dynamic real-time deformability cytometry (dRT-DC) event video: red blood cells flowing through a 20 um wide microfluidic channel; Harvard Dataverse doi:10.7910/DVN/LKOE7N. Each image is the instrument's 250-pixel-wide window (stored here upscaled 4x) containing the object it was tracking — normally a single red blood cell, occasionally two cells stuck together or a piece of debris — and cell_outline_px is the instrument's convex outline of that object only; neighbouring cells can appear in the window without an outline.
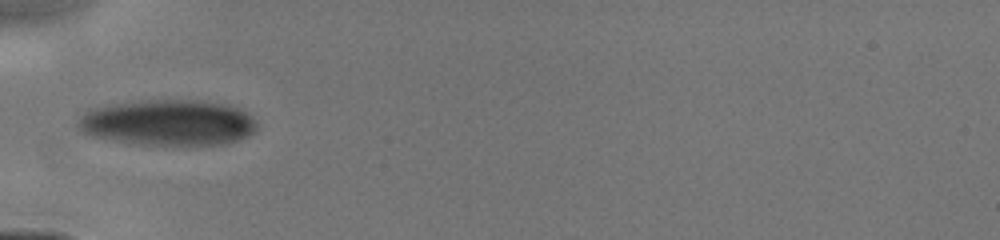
{"species": "human", "species_latin": "Homo sapiens", "temperature_condition": "cold", "stored_images_in_passage": 15, "camera_frame_rate_fps": 3000, "um_per_image_px": 0.085, "donor": {"sex": "male"}, "frame": {"image": 1, "passage_image": 1, "time_ms": 0.0, "image_size_px": [1000, 240], "cell_outline_px": [[256, 128], [252, 132], [236, 140], [220, 144], [140, 144], [92, 136], [80, 132], [76, 128], [76, 120], [84, 112], [92, 108], [108, 104], [140, 100], [200, 100], [228, 104], [240, 108], [248, 112], [256, 120]], "centroid_in_image_um": [14.24, 10.39], "position_along_channel_um": 70.8, "area_um2": 47.92}}
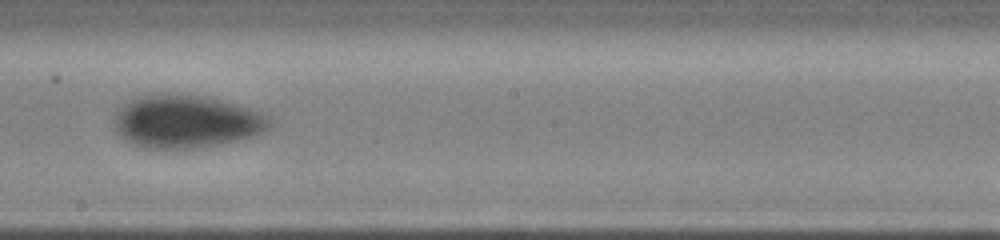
{"frame": {"image": 2, "passage_image": 9, "time_ms": 3.667, "image_size_px": [1000, 240], "cell_outline_px": [[272, 124], [268, 128], [252, 136], [220, 144], [192, 148], [152, 148], [132, 144], [124, 140], [116, 132], [112, 120], [116, 112], [128, 100], [136, 96], [148, 92], [160, 92], [200, 96], [220, 100], [252, 108], [268, 116], [272, 120]], "centroid_in_image_um": [15.76, 10.3], "position_along_channel_um": 232.4, "area_um2": 48.32}}
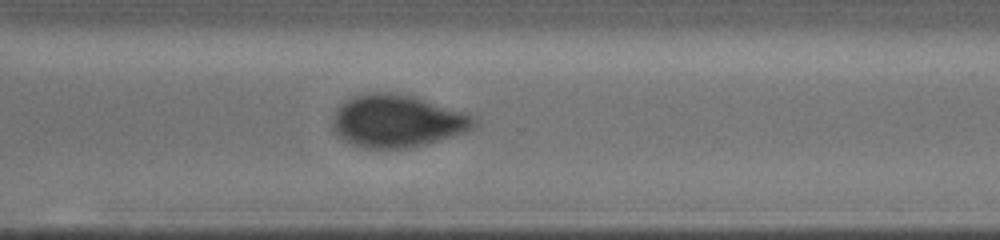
{"frame": {"image": 3, "passage_image": 15, "time_ms": 6.0, "image_size_px": [1000, 240], "cell_outline_px": [[480, 120], [476, 128], [464, 132], [412, 148], [364, 148], [352, 144], [340, 136], [336, 132], [332, 124], [332, 120], [336, 112], [348, 100], [356, 96], [372, 92], [388, 92], [416, 96], [464, 112]], "centroid_in_image_um": [33.83, 10.29], "position_along_channel_um": 336.8, "area_um2": 42.95}}